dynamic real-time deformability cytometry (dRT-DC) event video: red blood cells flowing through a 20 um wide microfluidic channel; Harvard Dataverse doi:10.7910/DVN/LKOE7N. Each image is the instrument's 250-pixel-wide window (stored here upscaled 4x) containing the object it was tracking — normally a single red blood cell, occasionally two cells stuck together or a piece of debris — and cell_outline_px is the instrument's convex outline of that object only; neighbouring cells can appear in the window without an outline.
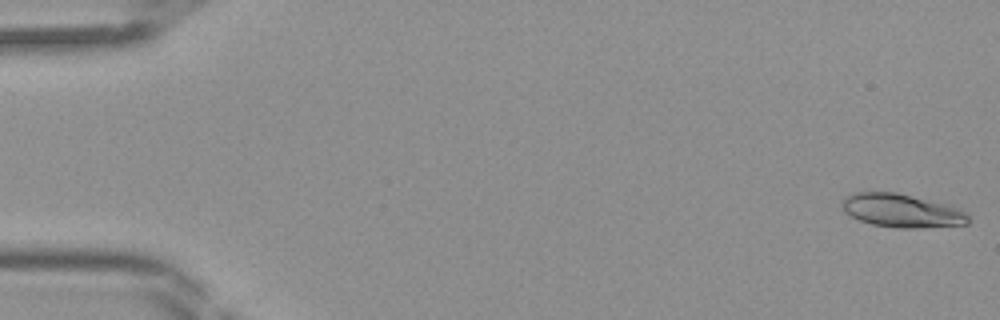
{"species": "Egyptian fruit bat (a non-hibernating species)", "species_latin": "Rousettus aegyptiacus", "temperature_condition": "room temperature", "stored_images_in_passage": 44, "camera_frame_rate_fps": 3000, "um_per_image_px": 0.085, "frame": {"image": 1, "passage_image": 1, "time_ms": 0.0, "image_size_px": [1000, 320], "cell_outline_px": [[968, 224], [920, 228], [896, 228], [872, 224], [860, 220], [844, 212], [840, 208], [840, 204], [852, 192], [896, 192], [948, 204], [964, 212], [968, 216]], "centroid_in_image_um": [76.62, 17.9], "position_along_channel_um": 8.4, "area_um2": 24.57}}
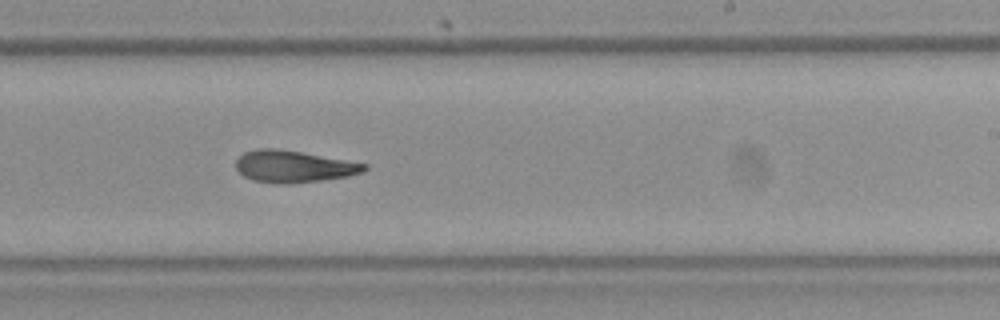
{"frame": {"image": 2, "passage_image": 27, "time_ms": 8.667, "image_size_px": [1000, 320], "cell_outline_px": [[368, 168], [364, 172], [348, 176], [320, 180], [288, 184], [276, 184], [252, 180], [244, 176], [236, 168], [236, 160], [244, 152], [256, 148], [276, 148], [304, 152], [368, 164]], "centroid_in_image_um": [24.96, 14.14], "position_along_channel_um": 264.0, "area_um2": 24.04}}
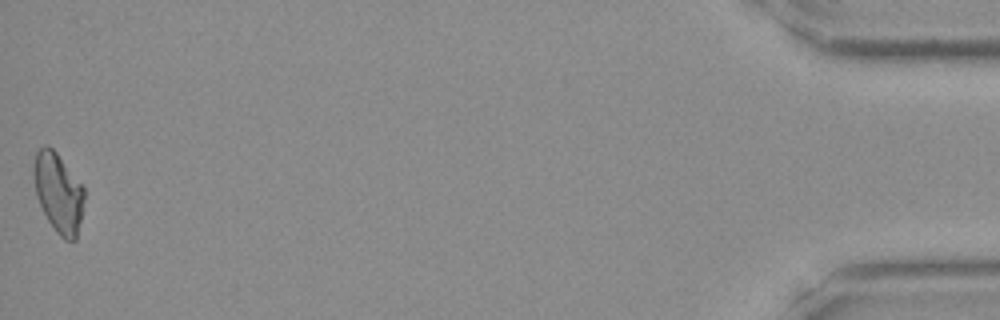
{"frame": {"image": 3, "passage_image": 44, "time_ms": 14.333, "image_size_px": [1000, 320], "cell_outline_px": [[84, 200], [76, 240], [64, 240], [56, 232], [48, 220], [36, 196], [32, 172], [32, 168], [36, 152], [44, 144], [48, 144], [56, 152], [84, 184]], "centroid_in_image_um": [4.96, 16.33], "position_along_channel_um": 430.2, "area_um2": 23.7}}